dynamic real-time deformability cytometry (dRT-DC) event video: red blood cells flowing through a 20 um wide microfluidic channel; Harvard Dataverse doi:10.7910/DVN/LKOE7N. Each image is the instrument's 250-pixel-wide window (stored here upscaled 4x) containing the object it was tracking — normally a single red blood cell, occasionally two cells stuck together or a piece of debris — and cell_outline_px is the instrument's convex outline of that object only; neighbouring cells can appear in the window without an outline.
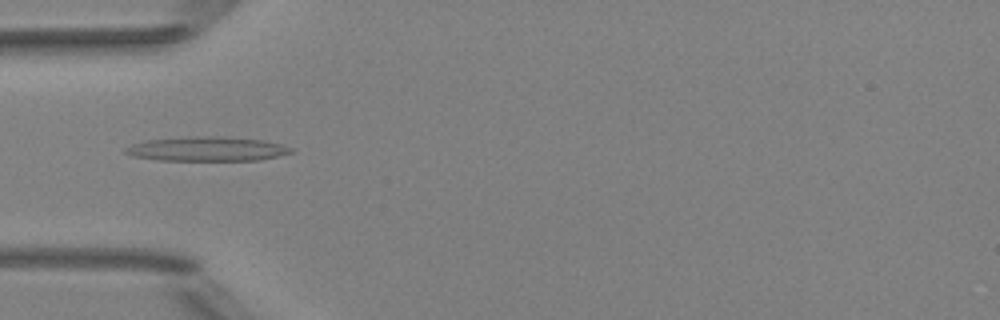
{"species": "Egyptian fruit bat (a non-hibernating species)", "species_latin": "Rousettus aegyptiacus", "temperature_condition": "room temperature", "stored_images_in_passage": 51, "camera_frame_rate_fps": 3000, "um_per_image_px": 0.085, "animal": {"sex": "female"}, "frame": {"image": 1, "passage_image": 16, "time_ms": 5.0, "image_size_px": [1000, 320], "cell_outline_px": [[296, 152], [256, 160], [156, 160], [132, 156], [124, 152], [124, 148], [132, 144], [144, 140], [192, 136], [220, 136], [264, 140], [296, 148]], "centroid_in_image_um": [17.6, 12.65], "position_along_channel_um": 67.4, "area_um2": 23.7}}
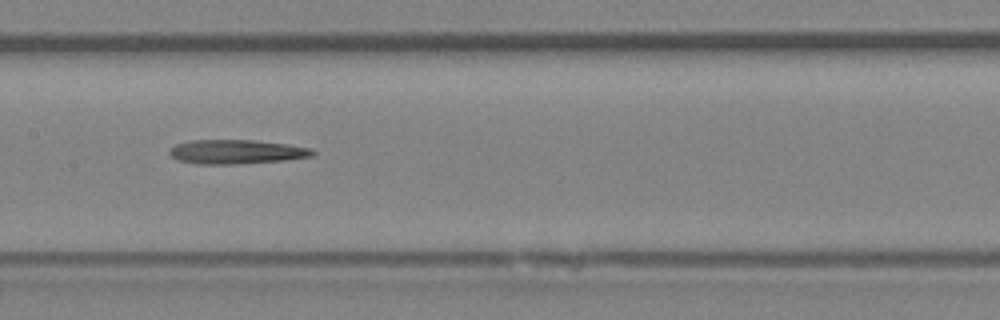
{"frame": {"image": 2, "passage_image": 25, "time_ms": 8.0, "image_size_px": [1000, 320], "cell_outline_px": [[316, 152], [312, 156], [284, 160], [232, 164], [196, 164], [176, 160], [168, 152], [176, 144], [188, 140], [252, 140], [284, 144], [312, 148]], "centroid_in_image_um": [20.06, 12.9], "position_along_channel_um": 187.3, "area_um2": 20.06}}
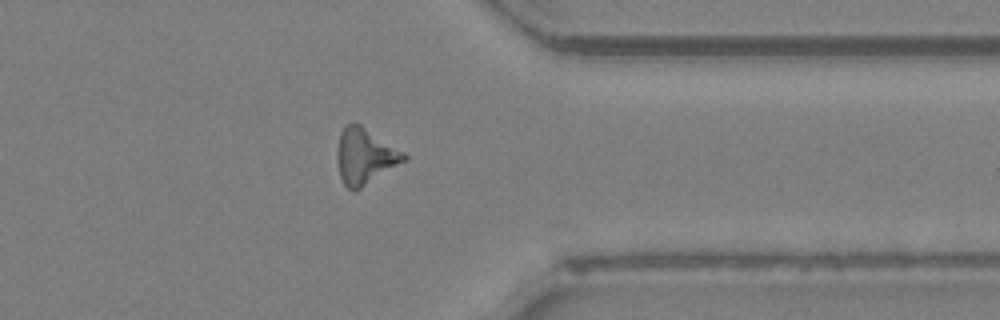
{"frame": {"image": 3, "passage_image": 40, "time_ms": 13.0, "image_size_px": [1000, 320], "cell_outline_px": [[408, 160], [360, 188], [348, 188], [344, 184], [340, 176], [336, 156], [340, 132], [344, 124], [360, 124], [404, 152], [408, 156]], "centroid_in_image_um": [31.03, 13.26], "position_along_channel_um": 380.4, "area_um2": 21.5}}